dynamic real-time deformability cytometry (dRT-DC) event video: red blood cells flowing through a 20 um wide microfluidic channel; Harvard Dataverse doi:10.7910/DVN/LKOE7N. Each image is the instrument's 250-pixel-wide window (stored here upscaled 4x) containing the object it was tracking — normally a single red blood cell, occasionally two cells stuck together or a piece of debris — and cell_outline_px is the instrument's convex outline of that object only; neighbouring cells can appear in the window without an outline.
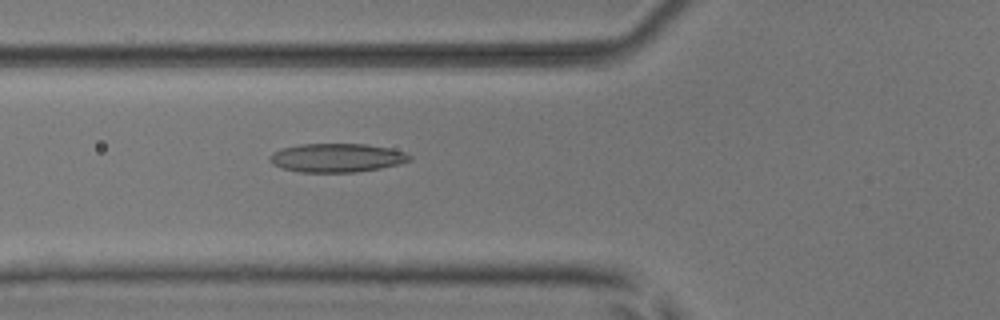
{"species": "common noctule bat (a hibernating species)", "species_latin": "Nyctalus noctula", "temperature_condition": "room temperature", "stored_images_in_passage": 46, "camera_frame_rate_fps": 3000, "um_per_image_px": 0.085, "animal": {"sex": "male", "body_mass_g": 17.9, "forearm_length_mm": 54.2}, "frame": {"image": 1, "passage_image": 13, "time_ms": 4.0, "image_size_px": [1000, 320], "cell_outline_px": [[412, 160], [400, 164], [380, 168], [352, 172], [300, 172], [284, 168], [272, 164], [268, 160], [268, 156], [272, 152], [284, 148], [300, 144], [368, 144], [388, 148], [404, 152], [412, 156]], "centroid_in_image_um": [28.62, 13.41], "position_along_channel_um": 97.2, "area_um2": 23.35}}
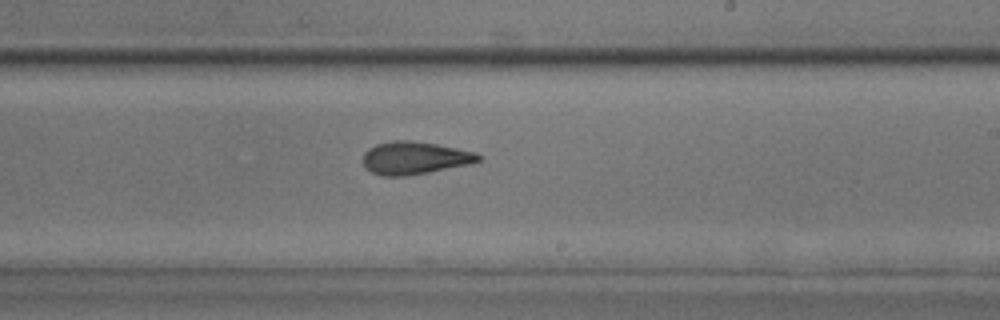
{"frame": {"image": 2, "passage_image": 25, "time_ms": 8.0, "image_size_px": [1000, 320], "cell_outline_px": [[484, 156], [480, 160], [472, 164], [428, 172], [404, 176], [384, 176], [372, 172], [364, 168], [364, 152], [368, 148], [376, 144], [392, 140], [408, 140], [436, 144], [476, 152]], "centroid_in_image_um": [35.26, 13.42], "position_along_channel_um": 253.7, "area_um2": 22.08}}
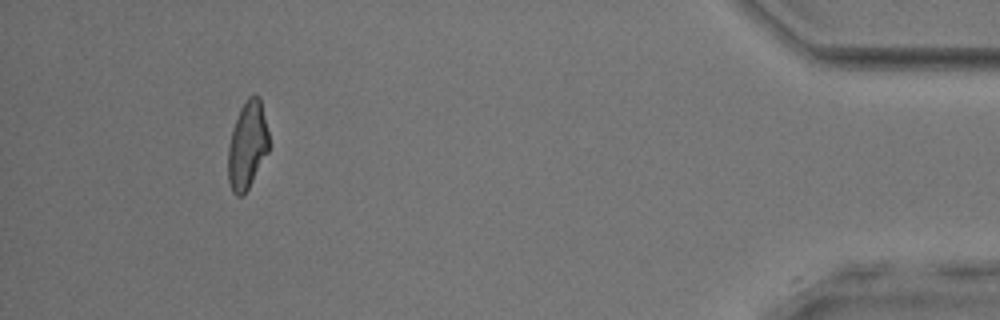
{"frame": {"image": 3, "passage_image": 42, "time_ms": 13.667, "image_size_px": [1000, 320], "cell_outline_px": [[268, 152], [244, 196], [236, 196], [232, 192], [228, 180], [228, 144], [232, 128], [240, 108], [248, 96], [260, 96], [268, 132]], "centroid_in_image_um": [21.0, 12.36], "position_along_channel_um": 414.2, "area_um2": 20.92}, "authors_computed_cell_mechanics": {"area_um2": 21.675, "velocity_mm_per_s": 3.9248, "shape_relaxation_time_tau1_ms": 8.6524, "shape_relaxation_time_tau2_ms": 1.757, "deformation_change_tau1": 0.2125, "deformation_change_tau2": 0.0978}}